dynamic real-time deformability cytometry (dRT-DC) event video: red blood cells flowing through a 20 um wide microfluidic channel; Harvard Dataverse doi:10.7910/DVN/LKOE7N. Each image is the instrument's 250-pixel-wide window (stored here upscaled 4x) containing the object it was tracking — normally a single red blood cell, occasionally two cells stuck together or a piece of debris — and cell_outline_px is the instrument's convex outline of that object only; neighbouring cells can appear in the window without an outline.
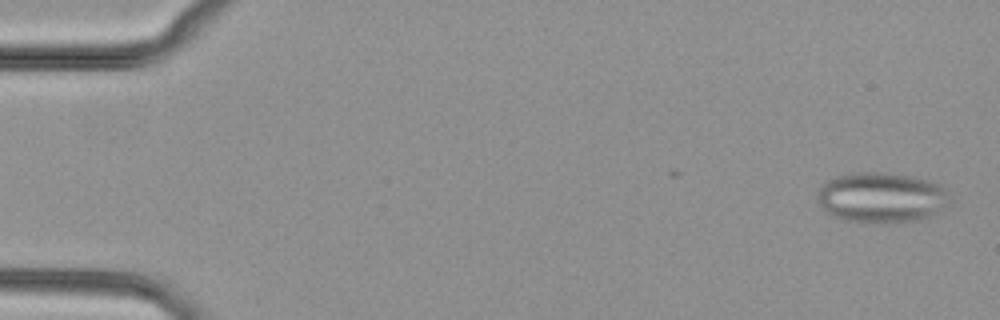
{"species": "common noctule bat (a hibernating species)", "species_latin": "Nyctalus noctula", "temperature_condition": "cold", "stored_images_in_passage": 11, "camera_frame_rate_fps": 3000, "um_per_image_px": 0.085, "animal": {"sex": "female", "body_mass_g": 29.2, "forearm_length_mm": 56.3}, "frame": {"image": 1, "passage_image": 2, "time_ms": 0.333, "image_size_px": [1000, 320], "cell_outline_px": [[952, 204], [928, 216], [916, 220], [888, 224], [844, 220], [828, 212], [820, 204], [820, 184], [836, 176], [856, 172], [880, 172], [908, 176], [928, 180], [944, 188], [952, 200]], "centroid_in_image_um": [74.97, 16.79], "position_along_channel_um": 10.0, "area_um2": 38.61}}